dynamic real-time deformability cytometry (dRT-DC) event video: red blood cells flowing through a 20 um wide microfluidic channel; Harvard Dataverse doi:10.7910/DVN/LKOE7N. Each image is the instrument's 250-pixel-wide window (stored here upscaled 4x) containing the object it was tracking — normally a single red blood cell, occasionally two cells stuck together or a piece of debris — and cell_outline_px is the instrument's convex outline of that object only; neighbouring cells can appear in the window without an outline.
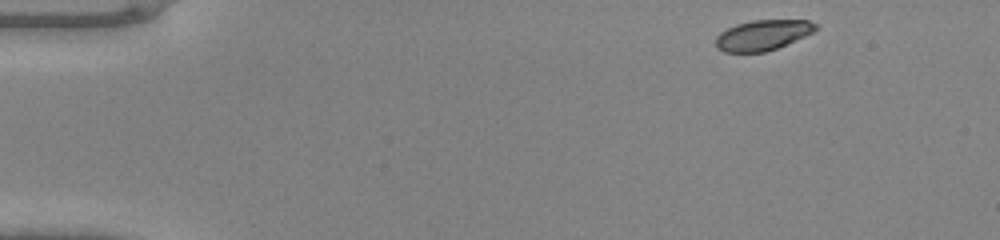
{"species": "common noctule bat (a hibernating species)", "species_latin": "Nyctalus noctula", "temperature_condition": "warm", "stored_images_in_passage": 44, "camera_frame_rate_fps": 3000, "um_per_image_px": 0.085, "animal": {"sex": "male", "body_mass_g": 20.0, "forearm_length_mm": 53.3}, "frame": {"image": 1, "passage_image": 1, "time_ms": 0.0, "image_size_px": [1000, 240], "cell_outline_px": [[816, 28], [812, 32], [804, 36], [776, 48], [764, 52], [724, 52], [716, 48], [716, 36], [720, 32], [736, 24], [752, 20], [808, 20], [816, 24]], "centroid_in_image_um": [64.78, 2.98], "position_along_channel_um": 20.2, "area_um2": 17.46}}
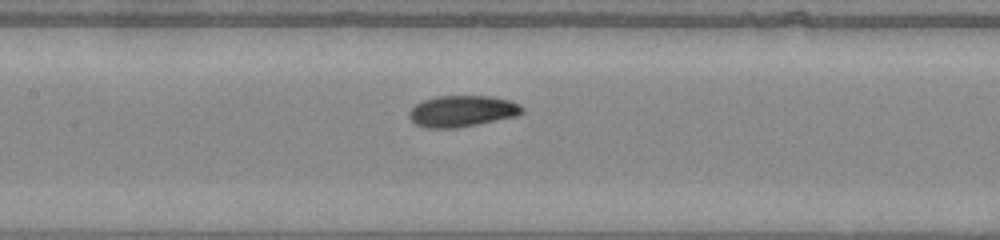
{"frame": {"image": 2, "passage_image": 19, "time_ms": 6.0, "image_size_px": [1000, 240], "cell_outline_px": [[524, 112], [516, 116], [456, 128], [424, 128], [416, 124], [408, 116], [408, 112], [416, 104], [424, 100], [436, 96], [492, 96], [508, 100], [520, 104], [524, 108]], "centroid_in_image_um": [39.28, 9.44], "position_along_channel_um": 168.1, "area_um2": 20.58}}
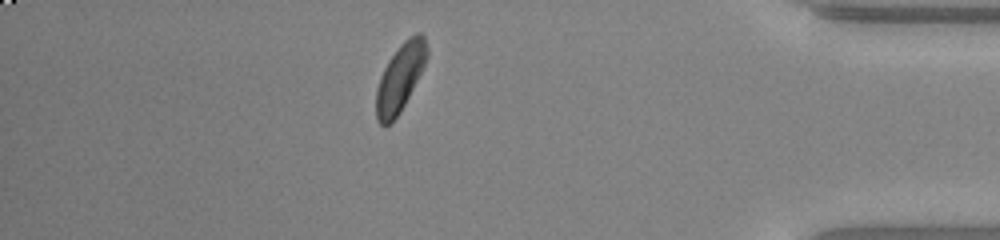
{"frame": {"image": 3, "passage_image": 38, "time_ms": 12.333, "image_size_px": [1000, 240], "cell_outline_px": [[428, 56], [400, 112], [384, 128], [376, 120], [376, 88], [380, 76], [388, 60], [400, 44], [408, 36], [416, 32], [420, 32], [424, 36], [428, 48]], "centroid_in_image_um": [33.99, 6.57], "position_along_channel_um": 401.2, "area_um2": 19.83}}